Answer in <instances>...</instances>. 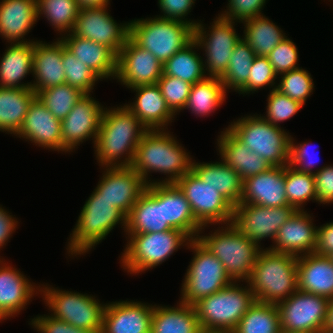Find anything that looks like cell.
Here are the masks:
<instances>
[{"instance_id":"1","label":"cell","mask_w":333,"mask_h":333,"mask_svg":"<svg viewBox=\"0 0 333 333\" xmlns=\"http://www.w3.org/2000/svg\"><path fill=\"white\" fill-rule=\"evenodd\" d=\"M174 136L170 130H148L142 136L130 167L147 185L176 183L192 169L194 157ZM151 173H161L166 178L152 180Z\"/></svg>"},{"instance_id":"2","label":"cell","mask_w":333,"mask_h":333,"mask_svg":"<svg viewBox=\"0 0 333 333\" xmlns=\"http://www.w3.org/2000/svg\"><path fill=\"white\" fill-rule=\"evenodd\" d=\"M147 131L126 105L106 106L93 147L97 164L100 168L130 166Z\"/></svg>"},{"instance_id":"3","label":"cell","mask_w":333,"mask_h":333,"mask_svg":"<svg viewBox=\"0 0 333 333\" xmlns=\"http://www.w3.org/2000/svg\"><path fill=\"white\" fill-rule=\"evenodd\" d=\"M126 217L94 189L86 199L72 233L70 232L66 245L67 255L74 259L89 254L117 225L125 232Z\"/></svg>"},{"instance_id":"4","label":"cell","mask_w":333,"mask_h":333,"mask_svg":"<svg viewBox=\"0 0 333 333\" xmlns=\"http://www.w3.org/2000/svg\"><path fill=\"white\" fill-rule=\"evenodd\" d=\"M297 259L262 248L247 281L256 301L277 305L298 290Z\"/></svg>"},{"instance_id":"5","label":"cell","mask_w":333,"mask_h":333,"mask_svg":"<svg viewBox=\"0 0 333 333\" xmlns=\"http://www.w3.org/2000/svg\"><path fill=\"white\" fill-rule=\"evenodd\" d=\"M200 229L197 239L224 265L233 282H247L251 277L257 255L262 249L234 225L224 224L204 234ZM211 232V233H210ZM201 234V235H200Z\"/></svg>"},{"instance_id":"6","label":"cell","mask_w":333,"mask_h":333,"mask_svg":"<svg viewBox=\"0 0 333 333\" xmlns=\"http://www.w3.org/2000/svg\"><path fill=\"white\" fill-rule=\"evenodd\" d=\"M126 245L120 265L130 275L145 273L168 260L174 252L187 247L191 239L182 231L125 234ZM181 247V248H180Z\"/></svg>"},{"instance_id":"7","label":"cell","mask_w":333,"mask_h":333,"mask_svg":"<svg viewBox=\"0 0 333 333\" xmlns=\"http://www.w3.org/2000/svg\"><path fill=\"white\" fill-rule=\"evenodd\" d=\"M232 282L222 290L204 297L193 306L202 330L232 332L256 301L246 282Z\"/></svg>"},{"instance_id":"8","label":"cell","mask_w":333,"mask_h":333,"mask_svg":"<svg viewBox=\"0 0 333 333\" xmlns=\"http://www.w3.org/2000/svg\"><path fill=\"white\" fill-rule=\"evenodd\" d=\"M228 129L252 152L272 167L290 163L291 135L284 128L272 125L259 114L234 119Z\"/></svg>"},{"instance_id":"9","label":"cell","mask_w":333,"mask_h":333,"mask_svg":"<svg viewBox=\"0 0 333 333\" xmlns=\"http://www.w3.org/2000/svg\"><path fill=\"white\" fill-rule=\"evenodd\" d=\"M129 37L162 64L194 39V27L158 16L132 19Z\"/></svg>"},{"instance_id":"10","label":"cell","mask_w":333,"mask_h":333,"mask_svg":"<svg viewBox=\"0 0 333 333\" xmlns=\"http://www.w3.org/2000/svg\"><path fill=\"white\" fill-rule=\"evenodd\" d=\"M40 295L52 317L76 328L101 333L106 303H101L97 296L63 290L48 283H40Z\"/></svg>"},{"instance_id":"11","label":"cell","mask_w":333,"mask_h":333,"mask_svg":"<svg viewBox=\"0 0 333 333\" xmlns=\"http://www.w3.org/2000/svg\"><path fill=\"white\" fill-rule=\"evenodd\" d=\"M186 249L194 255L181 284L180 302L194 305L200 299L222 290L233 282L227 275L223 263L197 238L191 239Z\"/></svg>"},{"instance_id":"12","label":"cell","mask_w":333,"mask_h":333,"mask_svg":"<svg viewBox=\"0 0 333 333\" xmlns=\"http://www.w3.org/2000/svg\"><path fill=\"white\" fill-rule=\"evenodd\" d=\"M212 20L210 26H206L202 21L196 25L194 40L204 52L206 75L221 78L227 71L233 49L242 36L235 29L236 22L219 14Z\"/></svg>"},{"instance_id":"13","label":"cell","mask_w":333,"mask_h":333,"mask_svg":"<svg viewBox=\"0 0 333 333\" xmlns=\"http://www.w3.org/2000/svg\"><path fill=\"white\" fill-rule=\"evenodd\" d=\"M190 203L196 221L203 227L230 224L234 207L191 169L175 183ZM217 224V225H216Z\"/></svg>"},{"instance_id":"14","label":"cell","mask_w":333,"mask_h":333,"mask_svg":"<svg viewBox=\"0 0 333 333\" xmlns=\"http://www.w3.org/2000/svg\"><path fill=\"white\" fill-rule=\"evenodd\" d=\"M329 299L297 290L277 304L282 330L324 333Z\"/></svg>"},{"instance_id":"15","label":"cell","mask_w":333,"mask_h":333,"mask_svg":"<svg viewBox=\"0 0 333 333\" xmlns=\"http://www.w3.org/2000/svg\"><path fill=\"white\" fill-rule=\"evenodd\" d=\"M295 211L291 205L272 208L240 202L234 207L231 224L260 248H264L261 241L271 239L273 244L278 230Z\"/></svg>"},{"instance_id":"16","label":"cell","mask_w":333,"mask_h":333,"mask_svg":"<svg viewBox=\"0 0 333 333\" xmlns=\"http://www.w3.org/2000/svg\"><path fill=\"white\" fill-rule=\"evenodd\" d=\"M109 6L79 10L72 34L111 48L117 55L130 35V21L119 22L111 16Z\"/></svg>"},{"instance_id":"17","label":"cell","mask_w":333,"mask_h":333,"mask_svg":"<svg viewBox=\"0 0 333 333\" xmlns=\"http://www.w3.org/2000/svg\"><path fill=\"white\" fill-rule=\"evenodd\" d=\"M105 106L85 94L61 121L62 145L71 153L83 142L95 144Z\"/></svg>"},{"instance_id":"18","label":"cell","mask_w":333,"mask_h":333,"mask_svg":"<svg viewBox=\"0 0 333 333\" xmlns=\"http://www.w3.org/2000/svg\"><path fill=\"white\" fill-rule=\"evenodd\" d=\"M100 169L103 173L95 190L127 216L145 191L147 184L130 166L101 167Z\"/></svg>"},{"instance_id":"19","label":"cell","mask_w":333,"mask_h":333,"mask_svg":"<svg viewBox=\"0 0 333 333\" xmlns=\"http://www.w3.org/2000/svg\"><path fill=\"white\" fill-rule=\"evenodd\" d=\"M162 74L163 64L129 37L117 57L115 80L131 89L141 85L157 84Z\"/></svg>"},{"instance_id":"20","label":"cell","mask_w":333,"mask_h":333,"mask_svg":"<svg viewBox=\"0 0 333 333\" xmlns=\"http://www.w3.org/2000/svg\"><path fill=\"white\" fill-rule=\"evenodd\" d=\"M30 280L12 263L0 258V323L18 316L32 298L40 296V284Z\"/></svg>"},{"instance_id":"21","label":"cell","mask_w":333,"mask_h":333,"mask_svg":"<svg viewBox=\"0 0 333 333\" xmlns=\"http://www.w3.org/2000/svg\"><path fill=\"white\" fill-rule=\"evenodd\" d=\"M61 131V121L35 97L29 105L22 127L15 136L49 151L70 154L62 145Z\"/></svg>"},{"instance_id":"22","label":"cell","mask_w":333,"mask_h":333,"mask_svg":"<svg viewBox=\"0 0 333 333\" xmlns=\"http://www.w3.org/2000/svg\"><path fill=\"white\" fill-rule=\"evenodd\" d=\"M307 210H296L280 227L271 246L266 247L278 253L300 257L314 253L317 244V227L314 216Z\"/></svg>"},{"instance_id":"23","label":"cell","mask_w":333,"mask_h":333,"mask_svg":"<svg viewBox=\"0 0 333 333\" xmlns=\"http://www.w3.org/2000/svg\"><path fill=\"white\" fill-rule=\"evenodd\" d=\"M153 309L137 300L106 302L101 333H151Z\"/></svg>"},{"instance_id":"24","label":"cell","mask_w":333,"mask_h":333,"mask_svg":"<svg viewBox=\"0 0 333 333\" xmlns=\"http://www.w3.org/2000/svg\"><path fill=\"white\" fill-rule=\"evenodd\" d=\"M164 222L163 183L147 185L126 217L125 234H143L171 230Z\"/></svg>"},{"instance_id":"25","label":"cell","mask_w":333,"mask_h":333,"mask_svg":"<svg viewBox=\"0 0 333 333\" xmlns=\"http://www.w3.org/2000/svg\"><path fill=\"white\" fill-rule=\"evenodd\" d=\"M135 92L133 102L126 105L147 130H168L175 114L168 107L157 84L141 85L130 89Z\"/></svg>"},{"instance_id":"26","label":"cell","mask_w":333,"mask_h":333,"mask_svg":"<svg viewBox=\"0 0 333 333\" xmlns=\"http://www.w3.org/2000/svg\"><path fill=\"white\" fill-rule=\"evenodd\" d=\"M285 191V166H273L266 172L244 180L241 203L272 208L286 206Z\"/></svg>"},{"instance_id":"27","label":"cell","mask_w":333,"mask_h":333,"mask_svg":"<svg viewBox=\"0 0 333 333\" xmlns=\"http://www.w3.org/2000/svg\"><path fill=\"white\" fill-rule=\"evenodd\" d=\"M54 40L51 43L42 40L34 41L32 89L36 93L65 84L66 78L62 65L63 42L60 38Z\"/></svg>"},{"instance_id":"28","label":"cell","mask_w":333,"mask_h":333,"mask_svg":"<svg viewBox=\"0 0 333 333\" xmlns=\"http://www.w3.org/2000/svg\"><path fill=\"white\" fill-rule=\"evenodd\" d=\"M37 22L36 0H0V37L7 44L37 41L26 38Z\"/></svg>"},{"instance_id":"29","label":"cell","mask_w":333,"mask_h":333,"mask_svg":"<svg viewBox=\"0 0 333 333\" xmlns=\"http://www.w3.org/2000/svg\"><path fill=\"white\" fill-rule=\"evenodd\" d=\"M217 155L222 161L234 169L242 178L268 171L272 166L261 156L252 152L229 129L223 128L216 139Z\"/></svg>"},{"instance_id":"30","label":"cell","mask_w":333,"mask_h":333,"mask_svg":"<svg viewBox=\"0 0 333 333\" xmlns=\"http://www.w3.org/2000/svg\"><path fill=\"white\" fill-rule=\"evenodd\" d=\"M60 40L77 60L86 64L102 80H115L118 55L111 48L72 33L62 36Z\"/></svg>"},{"instance_id":"31","label":"cell","mask_w":333,"mask_h":333,"mask_svg":"<svg viewBox=\"0 0 333 333\" xmlns=\"http://www.w3.org/2000/svg\"><path fill=\"white\" fill-rule=\"evenodd\" d=\"M298 290L333 299V262L310 253L297 259Z\"/></svg>"},{"instance_id":"32","label":"cell","mask_w":333,"mask_h":333,"mask_svg":"<svg viewBox=\"0 0 333 333\" xmlns=\"http://www.w3.org/2000/svg\"><path fill=\"white\" fill-rule=\"evenodd\" d=\"M33 50L34 42L8 43L0 59V87L32 88V81H23L33 74Z\"/></svg>"},{"instance_id":"33","label":"cell","mask_w":333,"mask_h":333,"mask_svg":"<svg viewBox=\"0 0 333 333\" xmlns=\"http://www.w3.org/2000/svg\"><path fill=\"white\" fill-rule=\"evenodd\" d=\"M192 170L205 184L215 188L233 207L241 202L244 181L224 161L206 163L193 159Z\"/></svg>"},{"instance_id":"34","label":"cell","mask_w":333,"mask_h":333,"mask_svg":"<svg viewBox=\"0 0 333 333\" xmlns=\"http://www.w3.org/2000/svg\"><path fill=\"white\" fill-rule=\"evenodd\" d=\"M201 330L193 305L180 301L174 306L154 304L151 333H200Z\"/></svg>"},{"instance_id":"35","label":"cell","mask_w":333,"mask_h":333,"mask_svg":"<svg viewBox=\"0 0 333 333\" xmlns=\"http://www.w3.org/2000/svg\"><path fill=\"white\" fill-rule=\"evenodd\" d=\"M164 222L172 229L184 232L196 239L202 226L196 221L190 203L175 183H163Z\"/></svg>"},{"instance_id":"36","label":"cell","mask_w":333,"mask_h":333,"mask_svg":"<svg viewBox=\"0 0 333 333\" xmlns=\"http://www.w3.org/2000/svg\"><path fill=\"white\" fill-rule=\"evenodd\" d=\"M35 97L36 92L32 88L0 87V132L15 137Z\"/></svg>"},{"instance_id":"37","label":"cell","mask_w":333,"mask_h":333,"mask_svg":"<svg viewBox=\"0 0 333 333\" xmlns=\"http://www.w3.org/2000/svg\"><path fill=\"white\" fill-rule=\"evenodd\" d=\"M242 24V38L256 56H268L287 37V34L266 15L250 18Z\"/></svg>"},{"instance_id":"38","label":"cell","mask_w":333,"mask_h":333,"mask_svg":"<svg viewBox=\"0 0 333 333\" xmlns=\"http://www.w3.org/2000/svg\"><path fill=\"white\" fill-rule=\"evenodd\" d=\"M227 93L219 77H207L192 85L184 110L200 118L208 117L223 105Z\"/></svg>"},{"instance_id":"39","label":"cell","mask_w":333,"mask_h":333,"mask_svg":"<svg viewBox=\"0 0 333 333\" xmlns=\"http://www.w3.org/2000/svg\"><path fill=\"white\" fill-rule=\"evenodd\" d=\"M199 50L193 39L163 64V75L180 78L192 85L205 80L208 76L204 69L203 56L197 52Z\"/></svg>"},{"instance_id":"40","label":"cell","mask_w":333,"mask_h":333,"mask_svg":"<svg viewBox=\"0 0 333 333\" xmlns=\"http://www.w3.org/2000/svg\"><path fill=\"white\" fill-rule=\"evenodd\" d=\"M37 17H43L54 28L57 38L72 32L80 7L77 0H36ZM60 33V34H59Z\"/></svg>"},{"instance_id":"41","label":"cell","mask_w":333,"mask_h":333,"mask_svg":"<svg viewBox=\"0 0 333 333\" xmlns=\"http://www.w3.org/2000/svg\"><path fill=\"white\" fill-rule=\"evenodd\" d=\"M280 331L277 306L255 301L232 333H280Z\"/></svg>"},{"instance_id":"42","label":"cell","mask_w":333,"mask_h":333,"mask_svg":"<svg viewBox=\"0 0 333 333\" xmlns=\"http://www.w3.org/2000/svg\"><path fill=\"white\" fill-rule=\"evenodd\" d=\"M255 56L251 47L241 38L233 49L227 71L220 78L227 92L229 89L237 92L247 82Z\"/></svg>"},{"instance_id":"43","label":"cell","mask_w":333,"mask_h":333,"mask_svg":"<svg viewBox=\"0 0 333 333\" xmlns=\"http://www.w3.org/2000/svg\"><path fill=\"white\" fill-rule=\"evenodd\" d=\"M285 193L288 205L296 210H305L307 202H317L314 176L311 173L299 172L291 165L285 166Z\"/></svg>"},{"instance_id":"44","label":"cell","mask_w":333,"mask_h":333,"mask_svg":"<svg viewBox=\"0 0 333 333\" xmlns=\"http://www.w3.org/2000/svg\"><path fill=\"white\" fill-rule=\"evenodd\" d=\"M84 95L81 90L66 83L36 93V97L41 103L60 121L68 115Z\"/></svg>"},{"instance_id":"45","label":"cell","mask_w":333,"mask_h":333,"mask_svg":"<svg viewBox=\"0 0 333 333\" xmlns=\"http://www.w3.org/2000/svg\"><path fill=\"white\" fill-rule=\"evenodd\" d=\"M62 65L65 72V83L81 90L84 94H93L96 83L103 81L86 64L77 58L63 44Z\"/></svg>"},{"instance_id":"46","label":"cell","mask_w":333,"mask_h":333,"mask_svg":"<svg viewBox=\"0 0 333 333\" xmlns=\"http://www.w3.org/2000/svg\"><path fill=\"white\" fill-rule=\"evenodd\" d=\"M278 81L276 90L303 106L312 95L315 87L312 75L302 67L280 74Z\"/></svg>"},{"instance_id":"47","label":"cell","mask_w":333,"mask_h":333,"mask_svg":"<svg viewBox=\"0 0 333 333\" xmlns=\"http://www.w3.org/2000/svg\"><path fill=\"white\" fill-rule=\"evenodd\" d=\"M250 70L247 82L237 91L239 95L249 96L260 89H265V87H269L270 91L276 89L278 75L267 56H255Z\"/></svg>"},{"instance_id":"48","label":"cell","mask_w":333,"mask_h":333,"mask_svg":"<svg viewBox=\"0 0 333 333\" xmlns=\"http://www.w3.org/2000/svg\"><path fill=\"white\" fill-rule=\"evenodd\" d=\"M266 101V112L264 115H260L272 125L280 128H283L280 125L281 122L291 119L303 108L301 103L280 93L276 89L269 91Z\"/></svg>"},{"instance_id":"49","label":"cell","mask_w":333,"mask_h":333,"mask_svg":"<svg viewBox=\"0 0 333 333\" xmlns=\"http://www.w3.org/2000/svg\"><path fill=\"white\" fill-rule=\"evenodd\" d=\"M157 85L170 110L175 115L182 112L190 95L192 84L180 78L162 74Z\"/></svg>"},{"instance_id":"50","label":"cell","mask_w":333,"mask_h":333,"mask_svg":"<svg viewBox=\"0 0 333 333\" xmlns=\"http://www.w3.org/2000/svg\"><path fill=\"white\" fill-rule=\"evenodd\" d=\"M296 43L288 36L283 39L267 56L275 73L280 74L300 68L299 53Z\"/></svg>"},{"instance_id":"51","label":"cell","mask_w":333,"mask_h":333,"mask_svg":"<svg viewBox=\"0 0 333 333\" xmlns=\"http://www.w3.org/2000/svg\"><path fill=\"white\" fill-rule=\"evenodd\" d=\"M268 0H228L226 9L218 13L224 18L242 23L253 17L263 16L262 13Z\"/></svg>"},{"instance_id":"52","label":"cell","mask_w":333,"mask_h":333,"mask_svg":"<svg viewBox=\"0 0 333 333\" xmlns=\"http://www.w3.org/2000/svg\"><path fill=\"white\" fill-rule=\"evenodd\" d=\"M291 135V146H290V163L293 168L299 172L305 173H316V164L319 163L317 160L318 154H316V149H311L313 147L311 141H303L298 143ZM311 149V150H310ZM318 150V149H317ZM315 152V153H314ZM314 155V157H313ZM314 168V170H313Z\"/></svg>"},{"instance_id":"53","label":"cell","mask_w":333,"mask_h":333,"mask_svg":"<svg viewBox=\"0 0 333 333\" xmlns=\"http://www.w3.org/2000/svg\"><path fill=\"white\" fill-rule=\"evenodd\" d=\"M195 1L196 0H158L159 10L162 14L156 16L163 19L182 21L195 28L201 20L188 19V15L193 10Z\"/></svg>"},{"instance_id":"54","label":"cell","mask_w":333,"mask_h":333,"mask_svg":"<svg viewBox=\"0 0 333 333\" xmlns=\"http://www.w3.org/2000/svg\"><path fill=\"white\" fill-rule=\"evenodd\" d=\"M30 320L28 325H31L38 333H95L87 329L76 328L65 321L52 317L49 313L36 315Z\"/></svg>"},{"instance_id":"55","label":"cell","mask_w":333,"mask_h":333,"mask_svg":"<svg viewBox=\"0 0 333 333\" xmlns=\"http://www.w3.org/2000/svg\"><path fill=\"white\" fill-rule=\"evenodd\" d=\"M318 204H333V164H324L313 174Z\"/></svg>"},{"instance_id":"56","label":"cell","mask_w":333,"mask_h":333,"mask_svg":"<svg viewBox=\"0 0 333 333\" xmlns=\"http://www.w3.org/2000/svg\"><path fill=\"white\" fill-rule=\"evenodd\" d=\"M18 218L0 204V251L4 248L19 226ZM3 256H0V258Z\"/></svg>"},{"instance_id":"57","label":"cell","mask_w":333,"mask_h":333,"mask_svg":"<svg viewBox=\"0 0 333 333\" xmlns=\"http://www.w3.org/2000/svg\"><path fill=\"white\" fill-rule=\"evenodd\" d=\"M316 255L329 256L333 253V221L317 227Z\"/></svg>"},{"instance_id":"58","label":"cell","mask_w":333,"mask_h":333,"mask_svg":"<svg viewBox=\"0 0 333 333\" xmlns=\"http://www.w3.org/2000/svg\"><path fill=\"white\" fill-rule=\"evenodd\" d=\"M111 0H77L80 9L109 6Z\"/></svg>"},{"instance_id":"59","label":"cell","mask_w":333,"mask_h":333,"mask_svg":"<svg viewBox=\"0 0 333 333\" xmlns=\"http://www.w3.org/2000/svg\"><path fill=\"white\" fill-rule=\"evenodd\" d=\"M324 333H333V299L329 300L327 321L324 328Z\"/></svg>"},{"instance_id":"60","label":"cell","mask_w":333,"mask_h":333,"mask_svg":"<svg viewBox=\"0 0 333 333\" xmlns=\"http://www.w3.org/2000/svg\"><path fill=\"white\" fill-rule=\"evenodd\" d=\"M200 333H232L228 331L201 330Z\"/></svg>"},{"instance_id":"61","label":"cell","mask_w":333,"mask_h":333,"mask_svg":"<svg viewBox=\"0 0 333 333\" xmlns=\"http://www.w3.org/2000/svg\"><path fill=\"white\" fill-rule=\"evenodd\" d=\"M280 333H311V332H303V331H288V330H282Z\"/></svg>"},{"instance_id":"62","label":"cell","mask_w":333,"mask_h":333,"mask_svg":"<svg viewBox=\"0 0 333 333\" xmlns=\"http://www.w3.org/2000/svg\"><path fill=\"white\" fill-rule=\"evenodd\" d=\"M333 262V253L328 256Z\"/></svg>"}]
</instances>
